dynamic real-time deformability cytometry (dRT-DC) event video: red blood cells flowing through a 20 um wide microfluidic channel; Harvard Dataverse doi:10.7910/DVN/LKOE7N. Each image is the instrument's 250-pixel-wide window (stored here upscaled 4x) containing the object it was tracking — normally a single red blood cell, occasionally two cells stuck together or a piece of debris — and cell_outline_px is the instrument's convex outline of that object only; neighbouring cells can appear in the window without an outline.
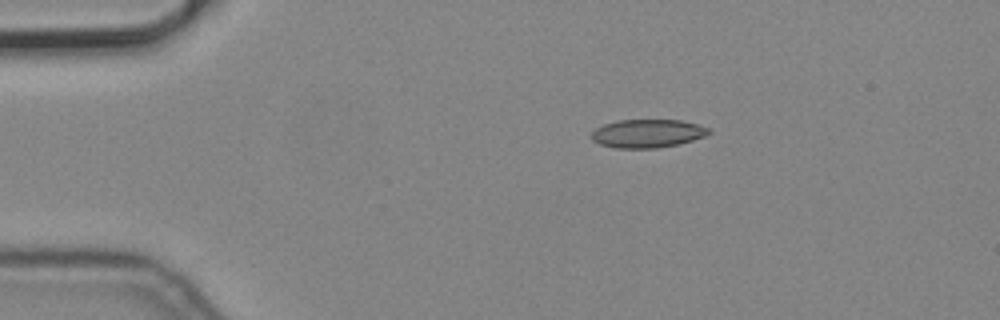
{"species": "common noctule bat (a hibernating species)", "species_latin": "Nyctalus noctula", "temperature_condition": "cold", "stored_images_in_passage": 6, "camera_frame_rate_fps": 3000, "um_per_image_px": 0.085, "animal": {"sex": "male", "body_mass_g": 19.2, "forearm_length_mm": 51.8}, "frame": {"image": 1, "passage_image": 1, "time_ms": 0.0, "image_size_px": [1000, 320], "cell_outline_px": [[712, 132], [704, 136], [692, 140], [676, 144], [656, 148], [616, 148], [600, 144], [592, 140], [588, 136], [596, 128], [604, 124], [616, 120], [680, 120], [712, 128]], "centroid_in_image_um": [55.01, 11.34], "position_along_channel_um": 30.0, "area_um2": 19.42}}
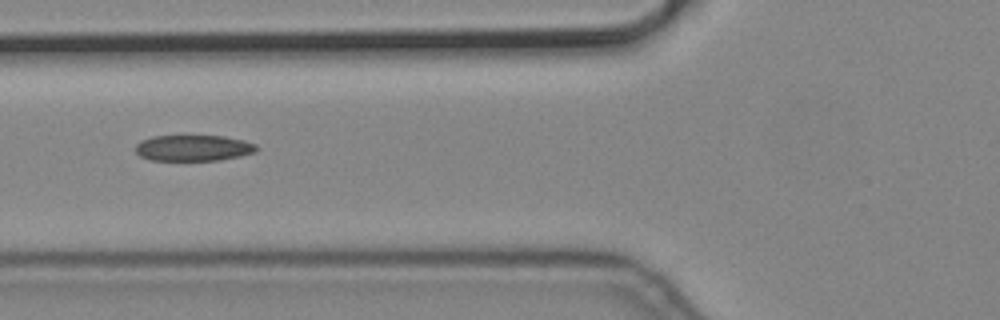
{"frame": {"image": 2, "passage_image": 4, "time_ms": 1.0, "image_size_px": [1000, 320], "cell_outline_px": [[260, 148], [256, 152], [240, 156], [220, 160], [152, 160], [140, 156], [136, 152], [136, 144], [140, 140], [152, 136], [224, 136], [244, 140], [256, 144]], "centroid_in_image_um": [16.46, 12.57], "position_along_channel_um": 109.3, "area_um2": 18.44}}
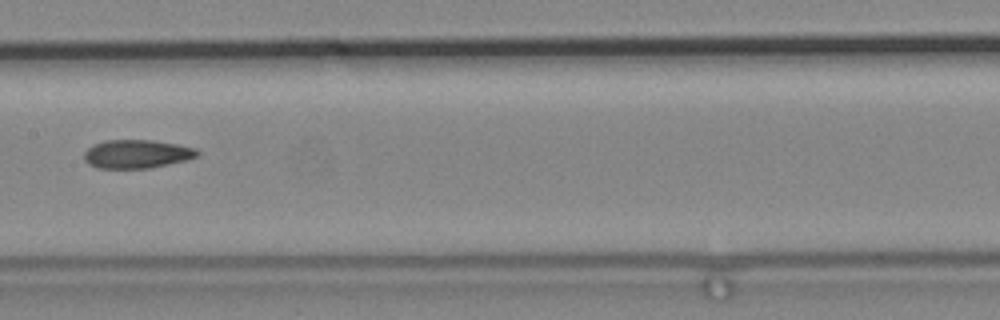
{"frame": {"image": 3, "passage_image": 6, "time_ms": 1.667, "image_size_px": [1000, 320], "cell_outline_px": [[200, 152], [196, 156], [184, 160], [148, 168], [96, 168], [88, 164], [84, 160], [84, 152], [92, 144], [104, 140], [152, 140], [176, 144], [196, 148]], "centroid_in_image_um": [11.56, 13.08], "position_along_channel_um": 195.8, "area_um2": 18.73}}